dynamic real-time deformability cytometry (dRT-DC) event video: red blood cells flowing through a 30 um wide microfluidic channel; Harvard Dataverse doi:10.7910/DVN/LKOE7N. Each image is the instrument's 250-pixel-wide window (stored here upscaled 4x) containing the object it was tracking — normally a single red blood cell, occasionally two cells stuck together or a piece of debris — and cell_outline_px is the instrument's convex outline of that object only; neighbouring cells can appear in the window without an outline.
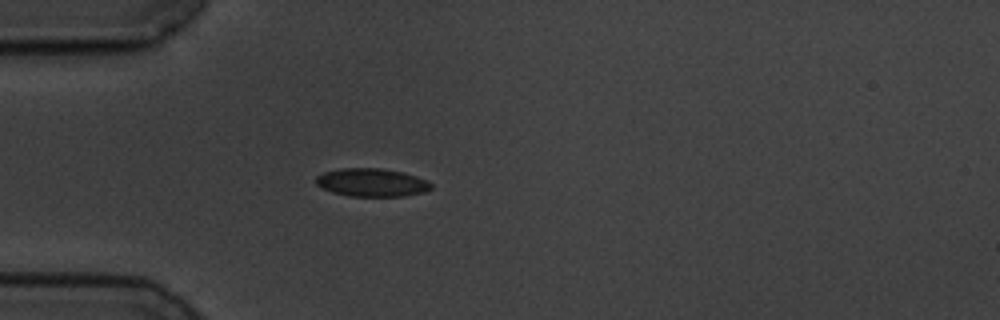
{"species": "common noctule bat (a hibernating species)", "species_latin": "Nyctalus noctula", "temperature_condition": "cold", "stored_images_in_passage": 42, "camera_frame_rate_fps": 3000, "um_per_image_px": 0.085, "animal": {"sex": "male", "body_mass_g": 19.5, "forearm_length_mm": 54.6}, "frame": {"image": 1, "passage_image": 1, "time_ms": 0.0, "image_size_px": [1000, 320], "cell_outline_px": [[432, 188], [424, 192], [404, 196], [348, 196], [332, 192], [316, 184], [316, 176], [324, 172], [340, 168], [380, 168], [404, 172], [416, 176], [432, 184]], "centroid_in_image_um": [31.59, 15.51], "position_along_channel_um": 53.4, "area_um2": 18.84}}
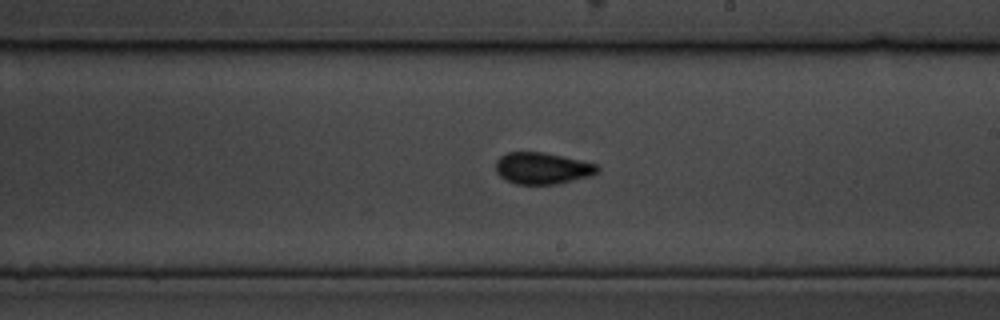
{"frame": {"image": 2, "passage_image": 18, "time_ms": 5.667, "image_size_px": [1000, 320], "cell_outline_px": [[600, 172], [592, 176], [556, 184], [516, 184], [504, 180], [496, 172], [496, 160], [500, 156], [508, 152], [544, 152], [600, 164]], "centroid_in_image_um": [46.14, 14.3], "position_along_channel_um": 242.9, "area_um2": 19.07}}
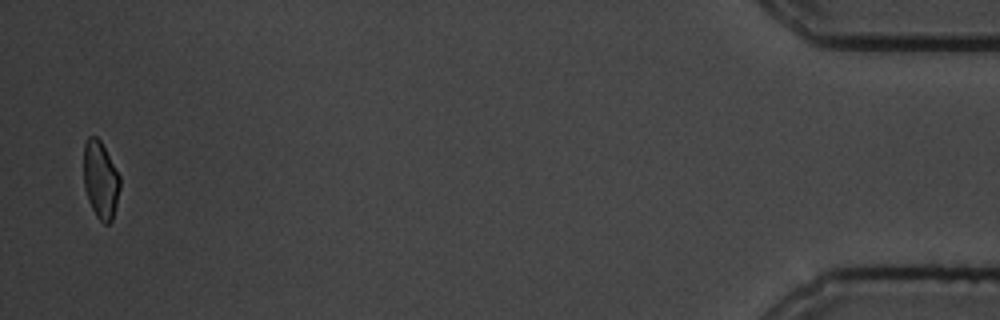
{"frame": {"image": 3, "passage_image": 41, "time_ms": 13.333, "image_size_px": [1000, 320], "cell_outline_px": [[120, 188], [112, 220], [108, 224], [104, 224], [96, 216], [88, 200], [84, 188], [84, 144], [88, 136], [96, 136], [100, 140], [120, 176]], "centroid_in_image_um": [8.54, 15.29], "position_along_channel_um": 426.7, "area_um2": 16.3}, "authors_computed_cell_mechanics": {"area_um2": 18.3226, "velocity_mm_per_s": 3.5032, "shape_relaxation_time_tau1_ms": 7.8464, "shape_relaxation_time_tau2_ms": 1.5956, "deformation_change_tau1": 0.1492, "deformation_change_tau2": 0.0633}}